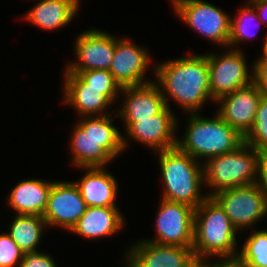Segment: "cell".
Segmentation results:
<instances>
[{
    "label": "cell",
    "mask_w": 267,
    "mask_h": 267,
    "mask_svg": "<svg viewBox=\"0 0 267 267\" xmlns=\"http://www.w3.org/2000/svg\"><path fill=\"white\" fill-rule=\"evenodd\" d=\"M153 69L157 77L155 83L168 107L170 97L189 114L202 110L207 100L215 102L210 94L207 54H190L188 57L161 62Z\"/></svg>",
    "instance_id": "6da1fadb"
},
{
    "label": "cell",
    "mask_w": 267,
    "mask_h": 267,
    "mask_svg": "<svg viewBox=\"0 0 267 267\" xmlns=\"http://www.w3.org/2000/svg\"><path fill=\"white\" fill-rule=\"evenodd\" d=\"M81 119L75 124L69 143L74 166L105 167L128 147L127 137L122 136L112 124L114 117L105 115Z\"/></svg>",
    "instance_id": "7a4b0ae2"
},
{
    "label": "cell",
    "mask_w": 267,
    "mask_h": 267,
    "mask_svg": "<svg viewBox=\"0 0 267 267\" xmlns=\"http://www.w3.org/2000/svg\"><path fill=\"white\" fill-rule=\"evenodd\" d=\"M237 232L220 204L208 196L194 213V255L236 259Z\"/></svg>",
    "instance_id": "3957f363"
},
{
    "label": "cell",
    "mask_w": 267,
    "mask_h": 267,
    "mask_svg": "<svg viewBox=\"0 0 267 267\" xmlns=\"http://www.w3.org/2000/svg\"><path fill=\"white\" fill-rule=\"evenodd\" d=\"M157 153L164 184L161 199L184 203L196 209L208 197L201 194L203 163L177 146Z\"/></svg>",
    "instance_id": "277c9868"
},
{
    "label": "cell",
    "mask_w": 267,
    "mask_h": 267,
    "mask_svg": "<svg viewBox=\"0 0 267 267\" xmlns=\"http://www.w3.org/2000/svg\"><path fill=\"white\" fill-rule=\"evenodd\" d=\"M185 130L182 140H177V147L197 161L236 151L245 143V138L217 112L213 118L190 113Z\"/></svg>",
    "instance_id": "5b68a950"
},
{
    "label": "cell",
    "mask_w": 267,
    "mask_h": 267,
    "mask_svg": "<svg viewBox=\"0 0 267 267\" xmlns=\"http://www.w3.org/2000/svg\"><path fill=\"white\" fill-rule=\"evenodd\" d=\"M262 153L246 143L236 151L209 158L203 166L204 184L212 188L207 196L228 188L257 182Z\"/></svg>",
    "instance_id": "8992f818"
},
{
    "label": "cell",
    "mask_w": 267,
    "mask_h": 267,
    "mask_svg": "<svg viewBox=\"0 0 267 267\" xmlns=\"http://www.w3.org/2000/svg\"><path fill=\"white\" fill-rule=\"evenodd\" d=\"M173 10L198 34L220 46L228 47L230 16L203 0H172Z\"/></svg>",
    "instance_id": "52a82bcc"
},
{
    "label": "cell",
    "mask_w": 267,
    "mask_h": 267,
    "mask_svg": "<svg viewBox=\"0 0 267 267\" xmlns=\"http://www.w3.org/2000/svg\"><path fill=\"white\" fill-rule=\"evenodd\" d=\"M210 94L213 101L254 82V65L250 70L240 49H229L224 54H207ZM250 74V75H249Z\"/></svg>",
    "instance_id": "ba28073f"
},
{
    "label": "cell",
    "mask_w": 267,
    "mask_h": 267,
    "mask_svg": "<svg viewBox=\"0 0 267 267\" xmlns=\"http://www.w3.org/2000/svg\"><path fill=\"white\" fill-rule=\"evenodd\" d=\"M212 197L220 204L238 231L251 228L267 214L266 196L256 183L224 189Z\"/></svg>",
    "instance_id": "9c48e42d"
},
{
    "label": "cell",
    "mask_w": 267,
    "mask_h": 267,
    "mask_svg": "<svg viewBox=\"0 0 267 267\" xmlns=\"http://www.w3.org/2000/svg\"><path fill=\"white\" fill-rule=\"evenodd\" d=\"M194 213L195 208L187 204L161 199L155 221L156 236L145 240L161 245L192 247Z\"/></svg>",
    "instance_id": "30bf717a"
},
{
    "label": "cell",
    "mask_w": 267,
    "mask_h": 267,
    "mask_svg": "<svg viewBox=\"0 0 267 267\" xmlns=\"http://www.w3.org/2000/svg\"><path fill=\"white\" fill-rule=\"evenodd\" d=\"M76 62L65 67V72L108 70L115 52V37L98 29L78 34L75 40Z\"/></svg>",
    "instance_id": "8fae6325"
},
{
    "label": "cell",
    "mask_w": 267,
    "mask_h": 267,
    "mask_svg": "<svg viewBox=\"0 0 267 267\" xmlns=\"http://www.w3.org/2000/svg\"><path fill=\"white\" fill-rule=\"evenodd\" d=\"M86 209V202L74 182L54 181L42 217L47 226L71 231Z\"/></svg>",
    "instance_id": "7c38bea8"
},
{
    "label": "cell",
    "mask_w": 267,
    "mask_h": 267,
    "mask_svg": "<svg viewBox=\"0 0 267 267\" xmlns=\"http://www.w3.org/2000/svg\"><path fill=\"white\" fill-rule=\"evenodd\" d=\"M64 78V105H72L75 111L83 117L105 116L113 113L108 112L107 109L111 107L110 105L115 102L116 98L118 99L121 89L90 88L75 73H65Z\"/></svg>",
    "instance_id": "4fadbf2b"
},
{
    "label": "cell",
    "mask_w": 267,
    "mask_h": 267,
    "mask_svg": "<svg viewBox=\"0 0 267 267\" xmlns=\"http://www.w3.org/2000/svg\"><path fill=\"white\" fill-rule=\"evenodd\" d=\"M263 92L252 84L223 95L215 102L220 103L217 114L244 138L251 131Z\"/></svg>",
    "instance_id": "5bb4252c"
},
{
    "label": "cell",
    "mask_w": 267,
    "mask_h": 267,
    "mask_svg": "<svg viewBox=\"0 0 267 267\" xmlns=\"http://www.w3.org/2000/svg\"><path fill=\"white\" fill-rule=\"evenodd\" d=\"M149 52L129 38L115 37V52L109 71L121 87L151 83L145 73L151 62Z\"/></svg>",
    "instance_id": "9a60e30c"
},
{
    "label": "cell",
    "mask_w": 267,
    "mask_h": 267,
    "mask_svg": "<svg viewBox=\"0 0 267 267\" xmlns=\"http://www.w3.org/2000/svg\"><path fill=\"white\" fill-rule=\"evenodd\" d=\"M176 116L170 107L150 118L140 119L137 122H124L126 136L152 148L153 151H162L177 146L175 135L178 126Z\"/></svg>",
    "instance_id": "2e32d148"
},
{
    "label": "cell",
    "mask_w": 267,
    "mask_h": 267,
    "mask_svg": "<svg viewBox=\"0 0 267 267\" xmlns=\"http://www.w3.org/2000/svg\"><path fill=\"white\" fill-rule=\"evenodd\" d=\"M129 267H186L194 256L192 247L161 245L146 240L134 244L126 252Z\"/></svg>",
    "instance_id": "e0dca14e"
},
{
    "label": "cell",
    "mask_w": 267,
    "mask_h": 267,
    "mask_svg": "<svg viewBox=\"0 0 267 267\" xmlns=\"http://www.w3.org/2000/svg\"><path fill=\"white\" fill-rule=\"evenodd\" d=\"M121 92L125 98L115 116H120L123 122L150 118L167 107L162 91L154 81L145 85L125 86Z\"/></svg>",
    "instance_id": "ac0fdd59"
},
{
    "label": "cell",
    "mask_w": 267,
    "mask_h": 267,
    "mask_svg": "<svg viewBox=\"0 0 267 267\" xmlns=\"http://www.w3.org/2000/svg\"><path fill=\"white\" fill-rule=\"evenodd\" d=\"M83 169L84 176L74 183L87 207L116 206L115 200L119 189L116 178L105 167Z\"/></svg>",
    "instance_id": "d6986e66"
},
{
    "label": "cell",
    "mask_w": 267,
    "mask_h": 267,
    "mask_svg": "<svg viewBox=\"0 0 267 267\" xmlns=\"http://www.w3.org/2000/svg\"><path fill=\"white\" fill-rule=\"evenodd\" d=\"M53 183L38 178L18 182L8 194V206L18 215L43 216Z\"/></svg>",
    "instance_id": "ffe728a7"
},
{
    "label": "cell",
    "mask_w": 267,
    "mask_h": 267,
    "mask_svg": "<svg viewBox=\"0 0 267 267\" xmlns=\"http://www.w3.org/2000/svg\"><path fill=\"white\" fill-rule=\"evenodd\" d=\"M124 219L117 206L87 207L71 232L88 239H100L117 234Z\"/></svg>",
    "instance_id": "44dd1931"
},
{
    "label": "cell",
    "mask_w": 267,
    "mask_h": 267,
    "mask_svg": "<svg viewBox=\"0 0 267 267\" xmlns=\"http://www.w3.org/2000/svg\"><path fill=\"white\" fill-rule=\"evenodd\" d=\"M80 0H40L26 12L24 18L33 25L46 30H57L74 19Z\"/></svg>",
    "instance_id": "7402d4cb"
},
{
    "label": "cell",
    "mask_w": 267,
    "mask_h": 267,
    "mask_svg": "<svg viewBox=\"0 0 267 267\" xmlns=\"http://www.w3.org/2000/svg\"><path fill=\"white\" fill-rule=\"evenodd\" d=\"M8 234L24 253L38 252L44 228L48 227L42 216L15 214Z\"/></svg>",
    "instance_id": "603a6c76"
},
{
    "label": "cell",
    "mask_w": 267,
    "mask_h": 267,
    "mask_svg": "<svg viewBox=\"0 0 267 267\" xmlns=\"http://www.w3.org/2000/svg\"><path fill=\"white\" fill-rule=\"evenodd\" d=\"M253 231L236 259L247 267H267V230Z\"/></svg>",
    "instance_id": "cb8c5ba5"
},
{
    "label": "cell",
    "mask_w": 267,
    "mask_h": 267,
    "mask_svg": "<svg viewBox=\"0 0 267 267\" xmlns=\"http://www.w3.org/2000/svg\"><path fill=\"white\" fill-rule=\"evenodd\" d=\"M238 15L234 19L230 18V34L228 48L236 50L235 47L240 42L246 41L248 38L254 37L256 34L250 29L254 21L261 24V20L257 15L255 8L247 1L244 7L238 9ZM254 20V21H253ZM257 23V22H256Z\"/></svg>",
    "instance_id": "d4e9b609"
},
{
    "label": "cell",
    "mask_w": 267,
    "mask_h": 267,
    "mask_svg": "<svg viewBox=\"0 0 267 267\" xmlns=\"http://www.w3.org/2000/svg\"><path fill=\"white\" fill-rule=\"evenodd\" d=\"M245 143L258 152H267V96L263 95L251 131L245 137Z\"/></svg>",
    "instance_id": "484cf974"
},
{
    "label": "cell",
    "mask_w": 267,
    "mask_h": 267,
    "mask_svg": "<svg viewBox=\"0 0 267 267\" xmlns=\"http://www.w3.org/2000/svg\"><path fill=\"white\" fill-rule=\"evenodd\" d=\"M77 74L90 88L95 89H122L108 70H89L81 72H64Z\"/></svg>",
    "instance_id": "4316f807"
},
{
    "label": "cell",
    "mask_w": 267,
    "mask_h": 267,
    "mask_svg": "<svg viewBox=\"0 0 267 267\" xmlns=\"http://www.w3.org/2000/svg\"><path fill=\"white\" fill-rule=\"evenodd\" d=\"M23 255L8 233L0 234V267H20Z\"/></svg>",
    "instance_id": "83f0119b"
},
{
    "label": "cell",
    "mask_w": 267,
    "mask_h": 267,
    "mask_svg": "<svg viewBox=\"0 0 267 267\" xmlns=\"http://www.w3.org/2000/svg\"><path fill=\"white\" fill-rule=\"evenodd\" d=\"M20 267H57L53 257L43 252L24 253Z\"/></svg>",
    "instance_id": "f1b7e54d"
},
{
    "label": "cell",
    "mask_w": 267,
    "mask_h": 267,
    "mask_svg": "<svg viewBox=\"0 0 267 267\" xmlns=\"http://www.w3.org/2000/svg\"><path fill=\"white\" fill-rule=\"evenodd\" d=\"M254 65V83L267 96V59H258Z\"/></svg>",
    "instance_id": "f546056e"
},
{
    "label": "cell",
    "mask_w": 267,
    "mask_h": 267,
    "mask_svg": "<svg viewBox=\"0 0 267 267\" xmlns=\"http://www.w3.org/2000/svg\"><path fill=\"white\" fill-rule=\"evenodd\" d=\"M256 184L267 199V152L262 153V160L258 165V176Z\"/></svg>",
    "instance_id": "4dcf8cb0"
},
{
    "label": "cell",
    "mask_w": 267,
    "mask_h": 267,
    "mask_svg": "<svg viewBox=\"0 0 267 267\" xmlns=\"http://www.w3.org/2000/svg\"><path fill=\"white\" fill-rule=\"evenodd\" d=\"M207 257L193 256L192 259L187 263L186 267H222V258H218L216 263H207Z\"/></svg>",
    "instance_id": "1f68e13d"
},
{
    "label": "cell",
    "mask_w": 267,
    "mask_h": 267,
    "mask_svg": "<svg viewBox=\"0 0 267 267\" xmlns=\"http://www.w3.org/2000/svg\"><path fill=\"white\" fill-rule=\"evenodd\" d=\"M255 8L262 23H267V0H248Z\"/></svg>",
    "instance_id": "d6a6232c"
},
{
    "label": "cell",
    "mask_w": 267,
    "mask_h": 267,
    "mask_svg": "<svg viewBox=\"0 0 267 267\" xmlns=\"http://www.w3.org/2000/svg\"><path fill=\"white\" fill-rule=\"evenodd\" d=\"M222 267H247L241 264L237 259H222Z\"/></svg>",
    "instance_id": "836d02e7"
},
{
    "label": "cell",
    "mask_w": 267,
    "mask_h": 267,
    "mask_svg": "<svg viewBox=\"0 0 267 267\" xmlns=\"http://www.w3.org/2000/svg\"><path fill=\"white\" fill-rule=\"evenodd\" d=\"M265 41L263 43V48H262V52L263 54H261L259 59H267V34L266 37L264 38Z\"/></svg>",
    "instance_id": "e575fe53"
}]
</instances>
